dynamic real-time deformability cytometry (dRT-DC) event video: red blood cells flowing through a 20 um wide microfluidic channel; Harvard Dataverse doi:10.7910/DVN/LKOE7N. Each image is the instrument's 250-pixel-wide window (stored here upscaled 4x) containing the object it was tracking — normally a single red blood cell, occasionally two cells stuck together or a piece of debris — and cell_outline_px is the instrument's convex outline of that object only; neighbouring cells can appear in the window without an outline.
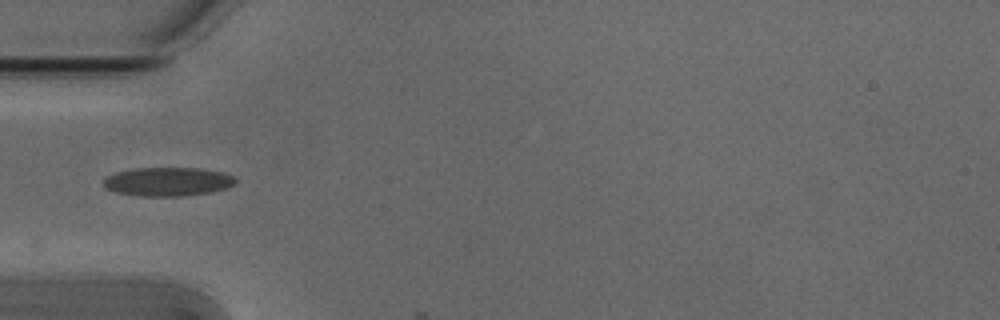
{"species": "Egyptian fruit bat (a non-hibernating species)", "species_latin": "Rousettus aegyptiacus", "temperature_condition": "cold", "stored_images_in_passage": 2, "camera_frame_rate_fps": 3000, "um_per_image_px": 0.085, "animal": {"sex": "male"}, "frame": {"image": 1, "passage_image": 1, "time_ms": 0.0, "image_size_px": [1000, 320], "cell_outline_px": [[236, 184], [228, 188], [208, 192], [184, 196], [140, 196], [116, 192], [104, 188], [104, 180], [108, 176], [116, 172], [136, 168], [204, 168], [224, 172], [236, 176]], "centroid_in_image_um": [14.32, 15.43], "position_along_channel_um": 70.7, "area_um2": 22.31}}